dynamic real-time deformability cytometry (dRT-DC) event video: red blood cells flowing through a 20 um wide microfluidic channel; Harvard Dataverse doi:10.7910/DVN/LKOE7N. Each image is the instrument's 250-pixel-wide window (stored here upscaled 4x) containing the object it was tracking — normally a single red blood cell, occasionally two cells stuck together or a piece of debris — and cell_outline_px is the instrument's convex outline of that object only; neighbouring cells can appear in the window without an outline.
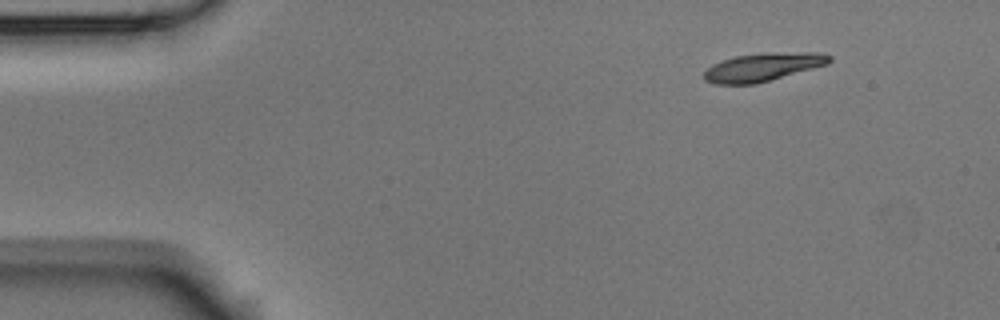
{"species": "Egyptian fruit bat (a non-hibernating species)", "species_latin": "Rousettus aegyptiacus", "temperature_condition": "room temperature", "stored_images_in_passage": 48, "camera_frame_rate_fps": 3000, "um_per_image_px": 0.085, "animal": {"sex": "male"}, "frame": {"image": 1, "passage_image": 1, "time_ms": 0.0, "image_size_px": [1000, 320], "cell_outline_px": [[832, 60], [828, 64], [756, 84], [716, 84], [704, 80], [704, 72], [712, 64], [736, 56], [768, 52], [820, 52], [832, 56]], "centroid_in_image_um": [64.88, 5.69], "position_along_channel_um": 20.1, "area_um2": 20.63}}
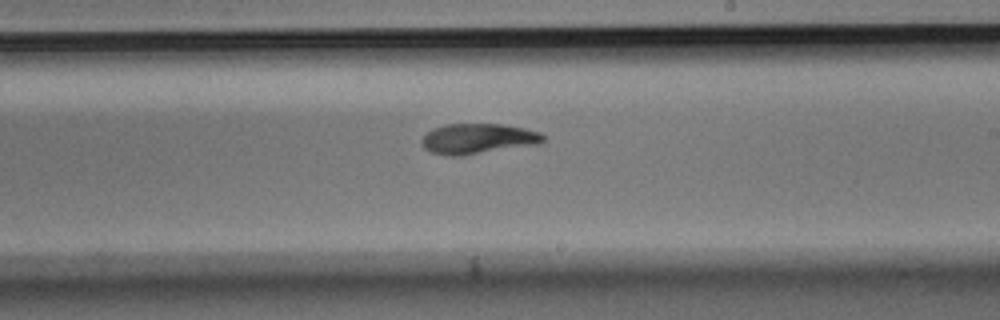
{"frame": {"image": 2, "passage_image": 26, "time_ms": 8.333, "image_size_px": [1000, 320], "cell_outline_px": [[544, 140], [540, 144], [460, 156], [448, 156], [432, 152], [424, 148], [420, 144], [420, 140], [432, 128], [444, 124], [500, 124], [524, 128], [540, 132], [544, 136]], "centroid_in_image_um": [40.6, 11.79], "position_along_channel_um": 248.4, "area_um2": 21.56}}
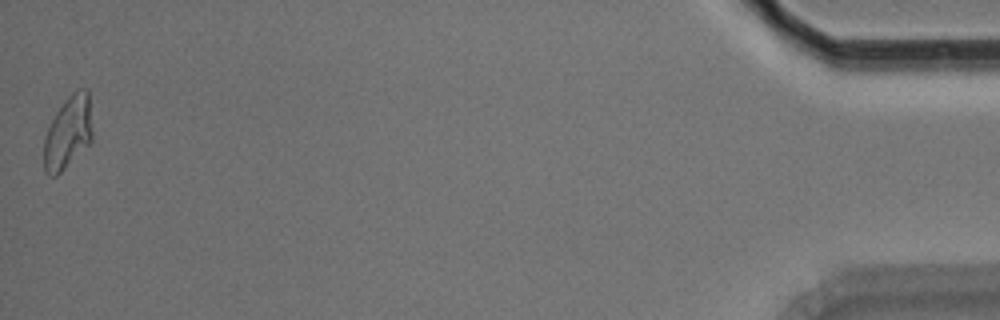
{"frame": {"image": 3, "passage_image": 48, "time_ms": 15.667, "image_size_px": [1000, 320], "cell_outline_px": [[92, 144], [56, 176], [48, 176], [44, 172], [44, 140], [48, 128], [56, 112], [64, 100], [72, 92], [80, 88], [88, 88], [92, 132]], "centroid_in_image_um": [5.8, 11.28], "position_along_channel_um": 429.4, "area_um2": 20.87}, "authors_computed_cell_mechanics": {"area_um2": 20.8947, "velocity_mm_per_s": 3.7563, "shape_relaxation_time_tau1_ms": 4.6708, "shape_relaxation_time_tau2_ms": 3.8296, "deformation_change_tau1": 0.177, "deformation_change_tau2": 0.0825}}